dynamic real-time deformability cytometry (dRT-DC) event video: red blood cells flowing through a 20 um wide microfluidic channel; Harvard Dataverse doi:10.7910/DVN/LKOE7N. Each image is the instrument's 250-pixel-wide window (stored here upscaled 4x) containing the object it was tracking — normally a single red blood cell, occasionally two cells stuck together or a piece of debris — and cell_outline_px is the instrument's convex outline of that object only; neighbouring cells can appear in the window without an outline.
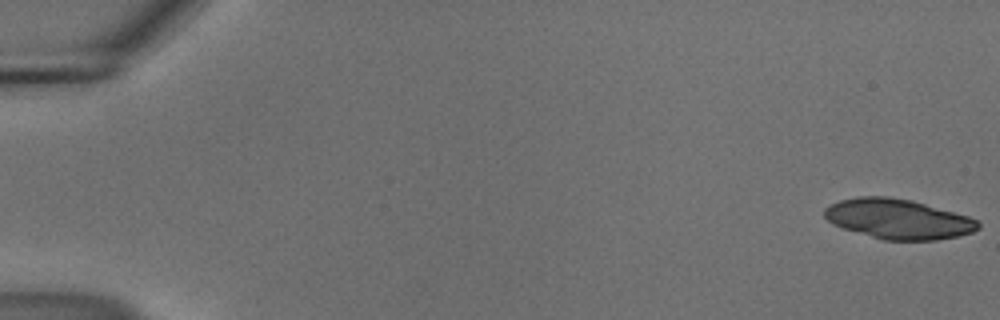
{"species": "common noctule bat (a hibernating species)", "species_latin": "Nyctalus noctula", "temperature_condition": "cold", "stored_images_in_passage": 17, "camera_frame_rate_fps": 3000, "um_per_image_px": 0.085, "animal": {"sex": "male", "body_mass_g": 18.8}, "frame": {"image": 1, "passage_image": 1, "time_ms": 0.0, "image_size_px": [1000, 320], "cell_outline_px": [[980, 228], [972, 232], [956, 236], [936, 240], [884, 240], [844, 228], [832, 224], [824, 216], [824, 208], [840, 200], [856, 196], [888, 196], [912, 200], [968, 216], [976, 220], [980, 224]], "centroid_in_image_um": [76.33, 18.6], "position_along_channel_um": 8.7, "area_um2": 35.55}}